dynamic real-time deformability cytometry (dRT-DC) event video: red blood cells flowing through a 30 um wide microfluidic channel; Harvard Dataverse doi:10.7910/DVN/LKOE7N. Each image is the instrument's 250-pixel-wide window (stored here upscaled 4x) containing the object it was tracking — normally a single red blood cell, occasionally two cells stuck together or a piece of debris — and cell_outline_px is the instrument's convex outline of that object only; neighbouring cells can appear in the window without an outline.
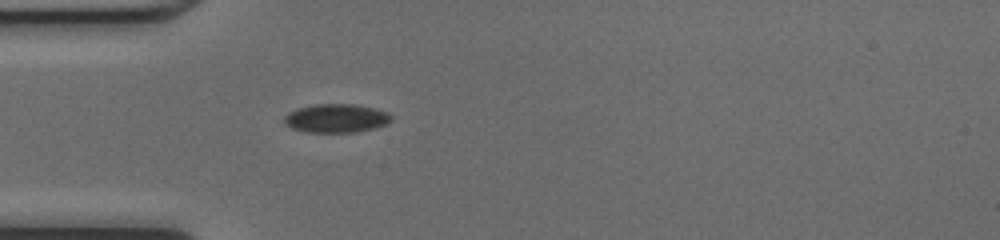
{"species": "common noctule bat (a hibernating species)", "species_latin": "Nyctalus noctula", "temperature_condition": "cold", "stored_images_in_passage": 35, "camera_frame_rate_fps": 3000, "um_per_image_px": 0.085, "animal": {"sex": "female", "body_mass_g": 17.0, "forearm_length_mm": 48.0}, "frame": {"image": 1, "passage_image": 1, "time_ms": 0.0, "image_size_px": [1000, 240], "cell_outline_px": [[392, 120], [384, 124], [372, 128], [352, 132], [304, 132], [292, 128], [284, 124], [284, 116], [288, 112], [296, 108], [316, 104], [356, 104], [388, 112], [392, 116]], "centroid_in_image_um": [28.52, 10.04], "position_along_channel_um": 56.5, "area_um2": 17.8}}
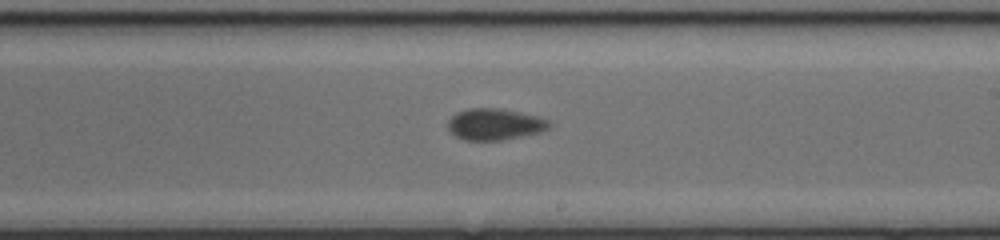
{"frame": {"image": 2, "passage_image": 15, "time_ms": 4.667, "image_size_px": [1000, 240], "cell_outline_px": [[552, 124], [548, 128], [540, 132], [500, 140], [464, 140], [456, 136], [448, 128], [448, 120], [456, 112], [468, 108], [500, 108], [540, 116], [548, 120]], "centroid_in_image_um": [42.06, 10.54], "position_along_channel_um": 246.9, "area_um2": 18.55}}
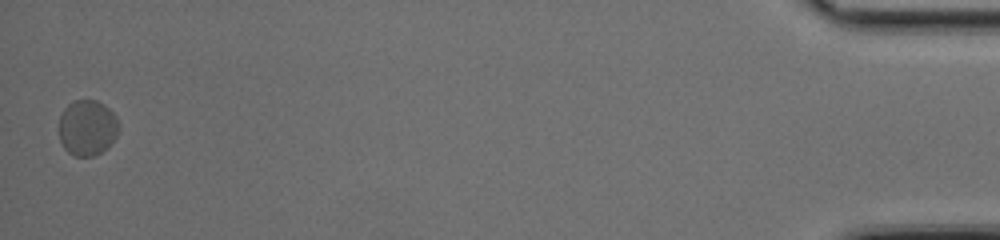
{"frame": {"image": 3, "passage_image": 35, "time_ms": 11.333, "image_size_px": [1000, 240], "cell_outline_px": [[120, 124], [116, 136], [108, 148], [92, 156], [76, 156], [68, 152], [64, 148], [60, 140], [60, 116], [64, 108], [72, 100], [96, 100], [104, 104], [116, 116]], "centroid_in_image_um": [7.43, 10.84], "position_along_channel_um": 427.8, "area_um2": 19.48}, "authors_computed_cell_mechanics": {"area_um2": 18.785, "velocity_mm_per_s": 4.1784, "shape_relaxation_time_tau1_ms": 2.2238, "shape_relaxation_time_tau2_ms": 2.5281, "deformation_change_tau1": 0.049, "deformation_change_tau2": 0.0477}}